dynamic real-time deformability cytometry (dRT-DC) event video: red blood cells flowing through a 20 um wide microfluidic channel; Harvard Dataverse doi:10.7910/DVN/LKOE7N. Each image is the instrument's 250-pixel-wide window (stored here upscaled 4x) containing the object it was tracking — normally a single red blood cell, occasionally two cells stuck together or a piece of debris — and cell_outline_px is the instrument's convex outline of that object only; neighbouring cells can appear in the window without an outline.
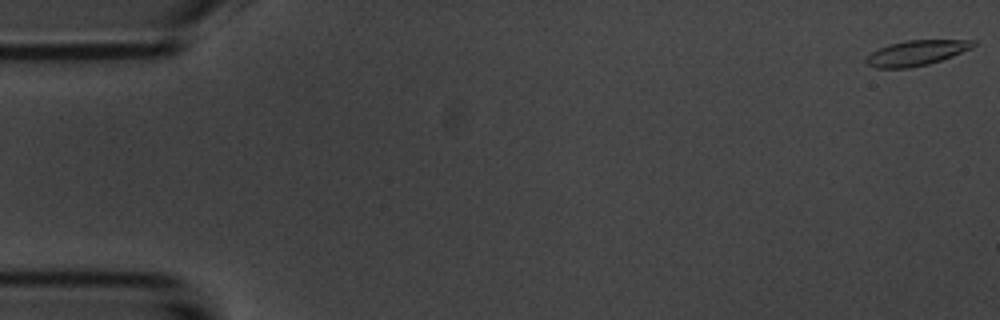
{"species": "common noctule bat (a hibernating species)", "species_latin": "Nyctalus noctula", "temperature_condition": "room temperature", "stored_images_in_passage": 55, "camera_frame_rate_fps": 3000, "um_per_image_px": 0.085, "animal": {"sex": "male", "body_mass_g": 20.1, "forearm_length_mm": 53.5}, "frame": {"image": 1, "passage_image": 1, "time_ms": 0.0, "image_size_px": [1000, 320], "cell_outline_px": [[976, 44], [972, 48], [952, 56], [928, 64], [908, 68], [876, 68], [868, 64], [864, 60], [872, 52], [888, 44], [908, 40], [976, 40]], "centroid_in_image_um": [77.9, 4.49], "position_along_channel_um": 7.1, "area_um2": 15.61}}
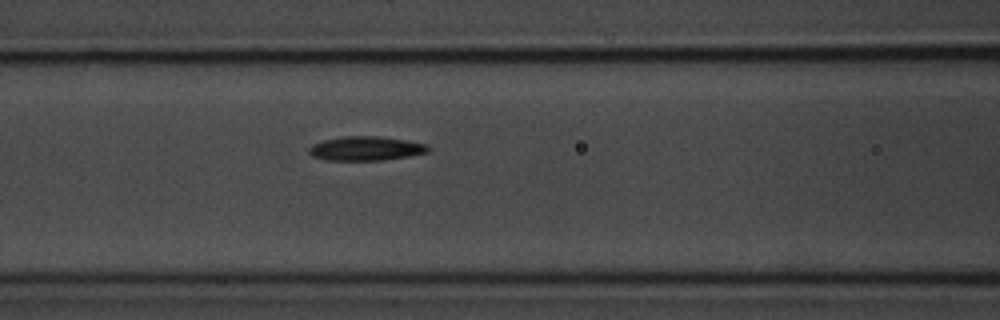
{"frame": {"image": 2, "passage_image": 23, "time_ms": 7.333, "image_size_px": [1000, 320], "cell_outline_px": [[432, 148], [428, 152], [408, 156], [384, 160], [324, 160], [312, 156], [308, 152], [308, 148], [312, 144], [324, 140], [344, 136], [380, 136], [428, 144]], "centroid_in_image_um": [31.1, 12.62], "position_along_channel_um": 135.5, "area_um2": 16.88}}
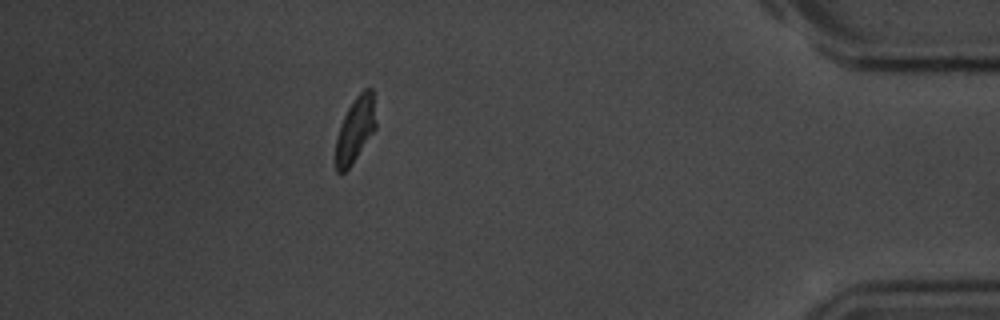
{"frame": {"image": 3, "passage_image": 49, "time_ms": 16.0, "image_size_px": [1000, 320], "cell_outline_px": [[376, 128], [352, 164], [344, 172], [336, 172], [336, 136], [340, 124], [348, 108], [356, 96], [364, 88], [372, 88], [376, 120]], "centroid_in_image_um": [30.2, 11.0], "position_along_channel_um": 405.0, "area_um2": 15.2}, "authors_computed_cell_mechanics": {"area_um2": 16.2996, "velocity_mm_per_s": 3.6708, "shape_relaxation_time_tau1_ms": 2.68, "shape_relaxation_time_tau2_ms": 4.2903, "deformation_change_tau1": 0.1417, "deformation_change_tau2": 0.1049}}